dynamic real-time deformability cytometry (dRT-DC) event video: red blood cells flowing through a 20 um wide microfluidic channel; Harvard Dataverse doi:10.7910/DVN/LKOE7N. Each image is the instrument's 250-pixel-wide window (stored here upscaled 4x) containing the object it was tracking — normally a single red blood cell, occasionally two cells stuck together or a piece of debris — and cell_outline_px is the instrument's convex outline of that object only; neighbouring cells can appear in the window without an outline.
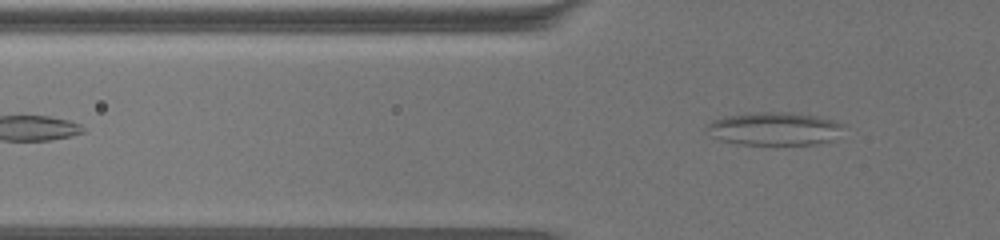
{"species": "common noctule bat (a hibernating species)", "species_latin": "Nyctalus noctula", "temperature_condition": "warm", "stored_images_in_passage": 50, "camera_frame_rate_fps": 3000, "um_per_image_px": 0.085, "animal": {"sex": "female", "body_mass_g": 19.5, "forearm_length_mm": 54.1}, "frame": {"image": 1, "passage_image": 12, "time_ms": 3.667, "image_size_px": [1000, 240], "cell_outline_px": [[844, 124], [832, 140], [816, 144], [740, 144], [720, 140], [712, 136], [704, 128], [712, 120], [728, 116], [760, 112], [792, 112], [816, 116], [836, 120]], "centroid_in_image_um": [65.8, 10.93], "position_along_channel_um": 60.0, "area_um2": 26.13}}
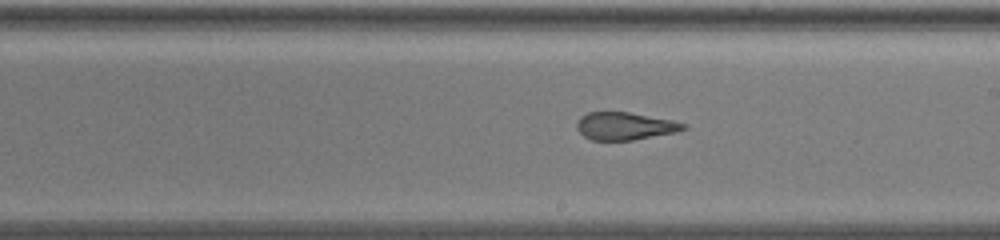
{"frame": {"image": 2, "passage_image": 29, "time_ms": 9.333, "image_size_px": [1000, 240], "cell_outline_px": [[688, 128], [676, 132], [632, 140], [592, 140], [584, 136], [576, 128], [576, 124], [580, 116], [588, 112], [628, 112], [672, 120], [688, 124]], "centroid_in_image_um": [53.12, 10.71], "position_along_channel_um": 235.9, "area_um2": 17.17}}
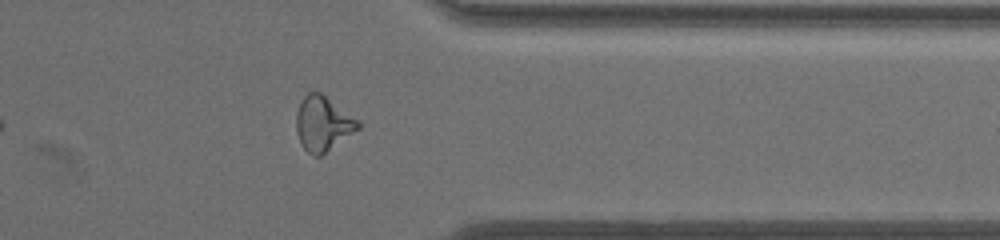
{"frame": {"image": 3, "passage_image": 43, "time_ms": 14.0, "image_size_px": [1000, 240], "cell_outline_px": [[360, 128], [320, 156], [312, 156], [300, 144], [296, 132], [296, 112], [304, 96], [308, 92], [320, 92], [360, 120]], "centroid_in_image_um": [27.44, 10.51], "position_along_channel_um": 384.0, "area_um2": 19.71}}